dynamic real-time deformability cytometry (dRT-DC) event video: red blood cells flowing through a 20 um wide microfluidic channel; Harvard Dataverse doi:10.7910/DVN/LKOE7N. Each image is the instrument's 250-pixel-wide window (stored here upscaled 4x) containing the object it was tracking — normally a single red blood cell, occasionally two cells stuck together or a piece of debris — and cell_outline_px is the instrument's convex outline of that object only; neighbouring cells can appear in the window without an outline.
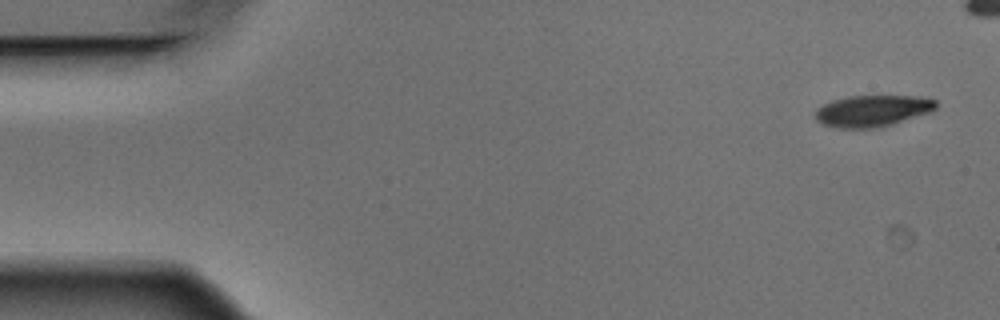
{"species": "Egyptian fruit bat (a non-hibernating species)", "species_latin": "Rousettus aegyptiacus", "temperature_condition": "warm", "stored_images_in_passage": 6, "camera_frame_rate_fps": 3000, "um_per_image_px": 0.085, "animal": {"sex": "male"}, "frame": {"image": 1, "passage_image": 1, "time_ms": 0.0, "image_size_px": [1000, 320], "cell_outline_px": [[936, 108], [932, 112], [880, 128], [836, 128], [824, 124], [816, 120], [816, 108], [832, 100], [848, 96], [920, 96], [936, 100]], "centroid_in_image_um": [74.18, 9.42], "position_along_channel_um": 10.8, "area_um2": 22.31}}
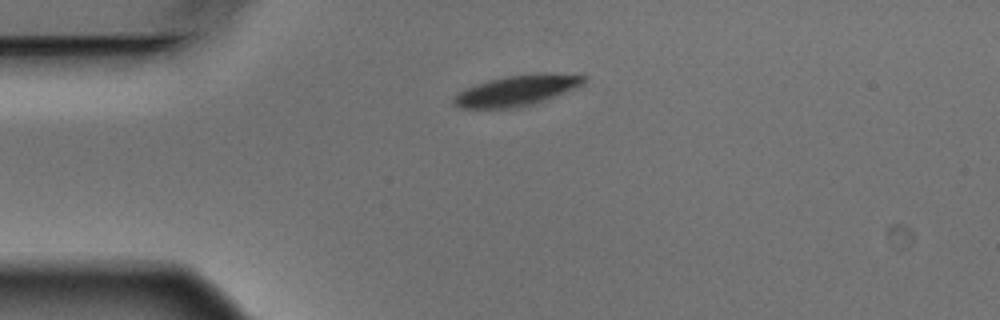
{"frame": {"image": 2, "passage_image": 6, "time_ms": 1.667, "image_size_px": [1000, 320], "cell_outline_px": [[588, 80], [584, 84], [544, 100], [532, 104], [512, 108], [456, 108], [452, 104], [452, 96], [456, 92], [464, 88], [488, 80], [508, 76], [536, 72], [552, 72], [588, 76]], "centroid_in_image_um": [43.89, 7.67], "position_along_channel_um": 41.1, "area_um2": 23.58}}